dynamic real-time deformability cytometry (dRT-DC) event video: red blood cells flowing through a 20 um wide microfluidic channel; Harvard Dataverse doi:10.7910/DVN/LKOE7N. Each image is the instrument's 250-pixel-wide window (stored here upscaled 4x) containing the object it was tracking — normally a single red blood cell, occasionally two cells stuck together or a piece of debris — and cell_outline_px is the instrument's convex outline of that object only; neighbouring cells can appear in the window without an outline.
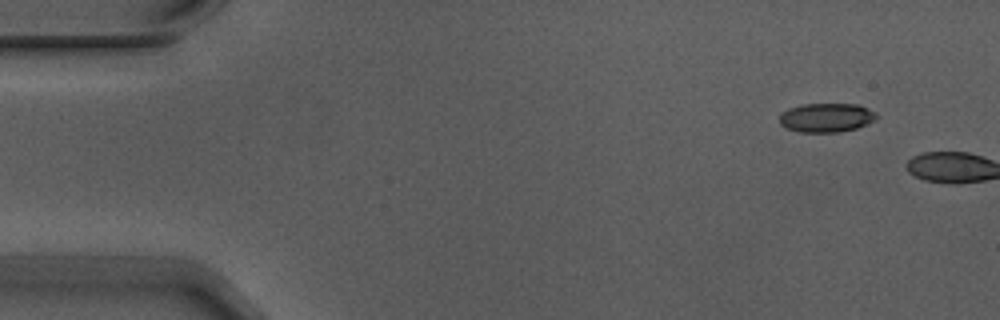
{"species": "Egyptian fruit bat (a non-hibernating species)", "species_latin": "Rousettus aegyptiacus", "temperature_condition": "warm", "stored_images_in_passage": 2, "camera_frame_rate_fps": 3000, "um_per_image_px": 0.085, "animal": {"sex": "male"}, "frame": {"image": 1, "passage_image": 1, "time_ms": 0.0, "image_size_px": [1000, 320], "cell_outline_px": [[876, 120], [856, 128], [840, 132], [800, 132], [788, 128], [780, 124], [780, 116], [788, 108], [804, 104], [856, 104], [868, 108], [876, 112]], "centroid_in_image_um": [70.26, 10.0], "position_along_channel_um": 14.7, "area_um2": 16.3}}